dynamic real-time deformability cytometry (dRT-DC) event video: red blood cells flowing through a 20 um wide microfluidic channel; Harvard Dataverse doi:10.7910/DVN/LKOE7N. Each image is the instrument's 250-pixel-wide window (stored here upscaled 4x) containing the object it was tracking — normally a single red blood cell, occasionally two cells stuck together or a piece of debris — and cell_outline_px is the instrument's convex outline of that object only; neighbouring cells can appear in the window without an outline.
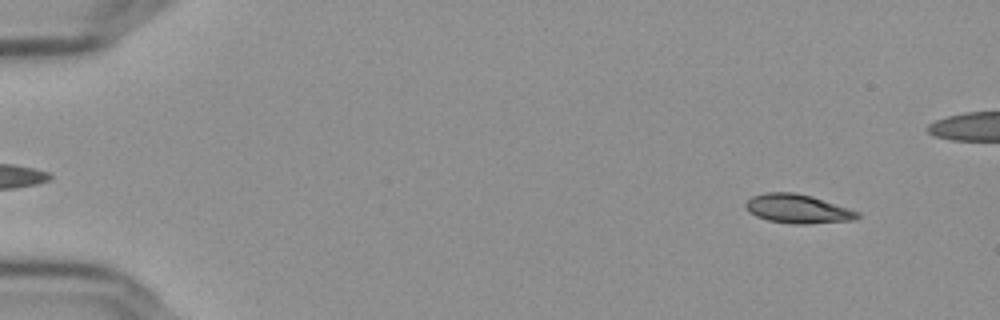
{"species": "Egyptian fruit bat (a non-hibernating species)", "species_latin": "Rousettus aegyptiacus", "temperature_condition": "cold", "stored_images_in_passage": 55, "camera_frame_rate_fps": 3000, "um_per_image_px": 0.085, "frame": {"image": 1, "passage_image": 3, "time_ms": 0.667, "image_size_px": [1000, 320], "cell_outline_px": [[860, 216], [856, 220], [808, 224], [792, 224], [768, 220], [756, 216], [748, 212], [744, 208], [744, 204], [752, 196], [768, 192], [796, 192], [812, 196], [860, 212]], "centroid_in_image_um": [67.8, 17.75], "position_along_channel_um": 17.2, "area_um2": 19.02}}
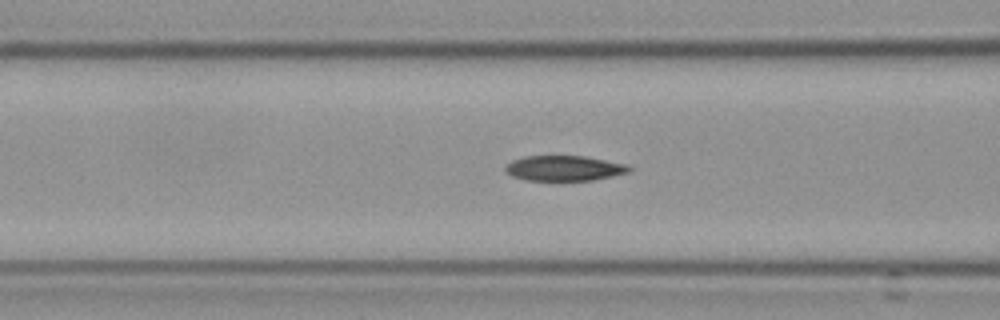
{"frame": {"image": 2, "passage_image": 21, "time_ms": 6.667, "image_size_px": [1000, 320], "cell_outline_px": [[632, 172], [592, 180], [524, 180], [512, 176], [504, 172], [504, 168], [512, 160], [524, 156], [584, 156], [628, 164], [632, 168]], "centroid_in_image_um": [47.97, 14.3], "position_along_channel_um": 118.6, "area_um2": 18.32}}
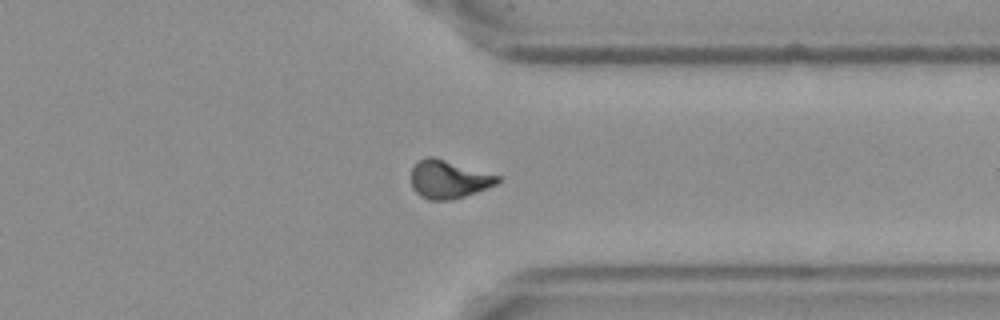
{"frame": {"image": 3, "passage_image": 42, "time_ms": 13.667, "image_size_px": [1000, 320], "cell_outline_px": [[500, 180], [496, 184], [488, 188], [464, 196], [448, 200], [428, 200], [420, 196], [412, 188], [412, 168], [420, 160], [428, 156], [432, 156], [500, 176]], "centroid_in_image_um": [38.12, 15.25], "position_along_channel_um": 373.3, "area_um2": 18.96}, "authors_computed_cell_mechanics": {"area_um2": 18.7272, "velocity_mm_per_s": 3.6449, "shape_relaxation_time_tau1_ms": 3.5825, "shape_relaxation_time_tau2_ms": 4.1377, "deformation_change_tau1": 0.1447, "deformation_change_tau2": 0.0889}}